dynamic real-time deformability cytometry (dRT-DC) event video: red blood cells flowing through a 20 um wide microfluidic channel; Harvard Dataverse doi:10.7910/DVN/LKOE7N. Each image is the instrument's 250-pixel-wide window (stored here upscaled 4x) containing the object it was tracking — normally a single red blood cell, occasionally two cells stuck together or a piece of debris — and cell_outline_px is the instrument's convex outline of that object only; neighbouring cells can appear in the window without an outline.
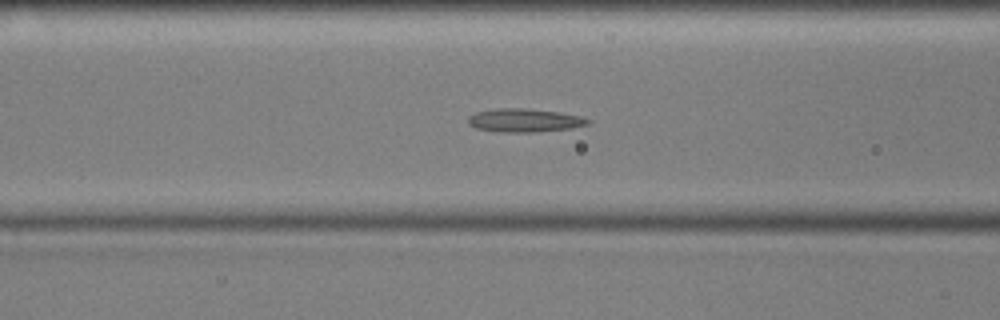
{"species": "common noctule bat (a hibernating species)", "species_latin": "Nyctalus noctula", "temperature_condition": "cold", "stored_images_in_passage": 55, "camera_frame_rate_fps": 3000, "um_per_image_px": 0.085, "animal": {"sex": "male", "body_mass_g": 17.9, "forearm_length_mm": 54.2}, "frame": {"image": 1, "passage_image": 21, "time_ms": 6.667, "image_size_px": [1000, 320], "cell_outline_px": [[592, 120], [588, 124], [572, 128], [540, 132], [500, 132], [476, 128], [468, 124], [468, 116], [476, 112], [496, 108], [524, 108], [560, 112], [580, 116]], "centroid_in_image_um": [44.58, 10.23], "position_along_channel_um": 122.0, "area_um2": 16.47}}
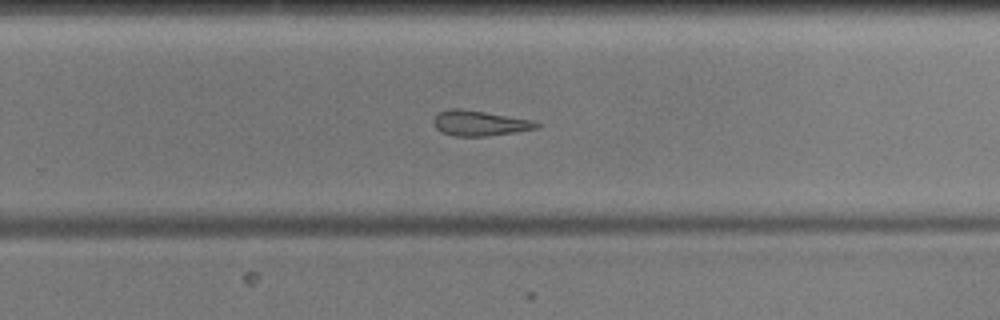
{"frame": {"image": 2, "passage_image": 35, "time_ms": 11.333, "image_size_px": [1000, 320], "cell_outline_px": [[540, 124], [536, 128], [488, 136], [452, 136], [440, 132], [432, 124], [432, 120], [440, 112], [452, 108], [460, 108], [532, 120]], "centroid_in_image_um": [40.68, 10.48], "position_along_channel_um": 289.1, "area_um2": 14.97}}
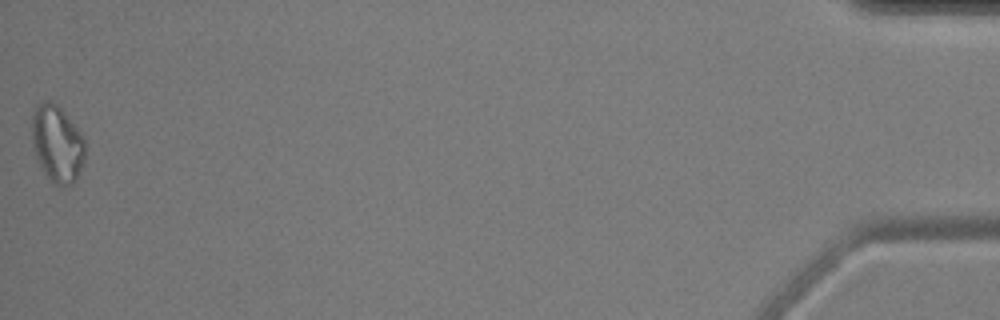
{"frame": {"image": 3, "passage_image": 55, "time_ms": 18.0, "image_size_px": [1000, 320], "cell_outline_px": [[84, 164], [72, 184], [60, 188], [52, 184], [44, 172], [36, 156], [32, 144], [32, 108], [36, 104], [44, 100], [52, 100], [60, 108], [80, 132], [84, 140]], "centroid_in_image_um": [4.83, 12.22], "position_along_channel_um": 430.4, "area_um2": 24.04}}